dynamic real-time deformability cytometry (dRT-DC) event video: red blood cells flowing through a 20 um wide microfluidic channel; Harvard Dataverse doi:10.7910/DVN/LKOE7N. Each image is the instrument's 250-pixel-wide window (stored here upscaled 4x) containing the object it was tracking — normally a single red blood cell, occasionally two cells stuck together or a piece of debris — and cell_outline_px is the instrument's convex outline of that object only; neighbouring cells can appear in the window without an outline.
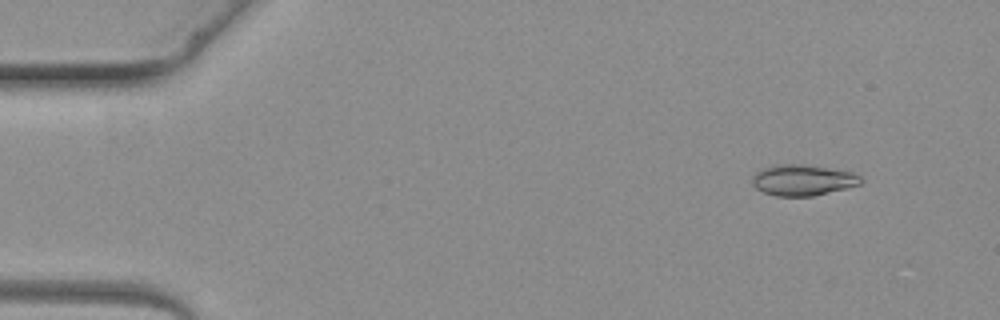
{"species": "common noctule bat (a hibernating species)", "species_latin": "Nyctalus noctula", "temperature_condition": "warm", "stored_images_in_passage": 2, "camera_frame_rate_fps": 3000, "um_per_image_px": 0.085, "animal": {"sex": "female", "body_mass_g": 19.3, "forearm_length_mm": 54.1}, "frame": {"image": 1, "passage_image": 2, "time_ms": 1.0, "image_size_px": [1000, 320], "cell_outline_px": [[864, 180], [860, 184], [848, 188], [812, 196], [776, 196], [764, 192], [756, 188], [752, 184], [752, 176], [756, 172], [772, 164], [804, 164], [852, 172], [860, 176]], "centroid_in_image_um": [68.23, 15.3], "position_along_channel_um": 16.8, "area_um2": 19.65}}